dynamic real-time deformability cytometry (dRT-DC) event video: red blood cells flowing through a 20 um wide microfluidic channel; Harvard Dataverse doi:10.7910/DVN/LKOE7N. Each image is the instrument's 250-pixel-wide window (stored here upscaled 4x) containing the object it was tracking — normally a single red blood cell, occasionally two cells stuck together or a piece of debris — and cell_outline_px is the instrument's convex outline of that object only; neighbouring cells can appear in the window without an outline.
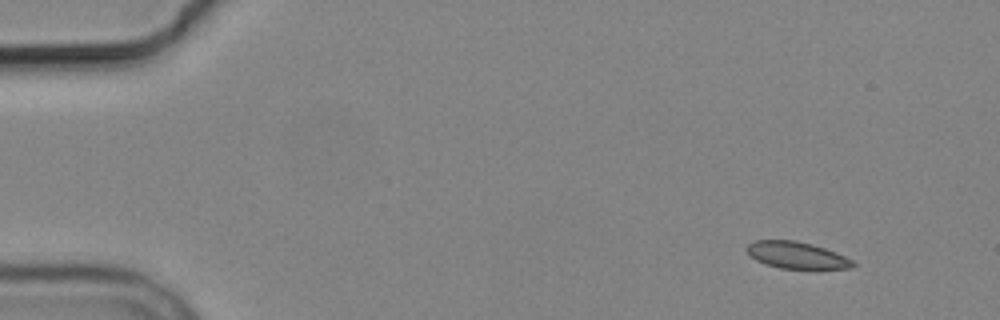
{"species": "common noctule bat (a hibernating species)", "species_latin": "Nyctalus noctula", "temperature_condition": "cold", "stored_images_in_passage": 4, "camera_frame_rate_fps": 3000, "um_per_image_px": 0.085, "animal": {"sex": "male", "body_mass_g": 19.2, "forearm_length_mm": 51.8}, "frame": {"image": 1, "passage_image": 1, "time_ms": 0.0, "image_size_px": [1000, 320], "cell_outline_px": [[856, 264], [852, 268], [780, 268], [764, 264], [756, 260], [744, 248], [748, 244], [756, 240], [796, 240], [812, 244], [836, 252], [852, 260]], "centroid_in_image_um": [67.69, 21.68], "position_along_channel_um": 17.3, "area_um2": 16.42}}
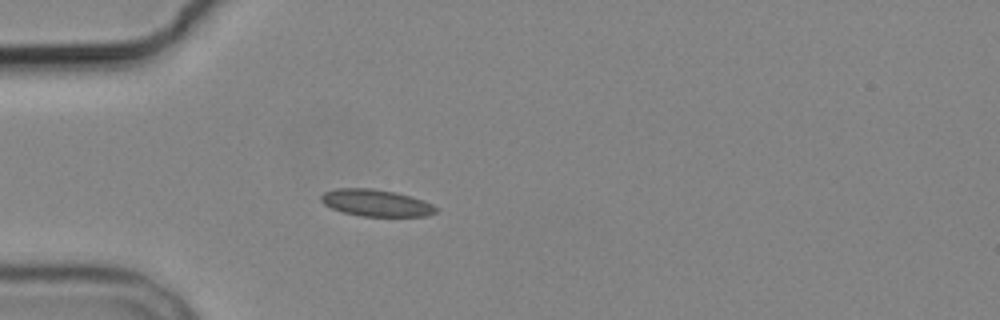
{"frame": {"image": 2, "passage_image": 4, "time_ms": 3.667, "image_size_px": [1000, 320], "cell_outline_px": [[440, 208], [436, 212], [428, 216], [360, 216], [344, 212], [332, 208], [324, 204], [320, 200], [320, 196], [324, 192], [336, 188], [372, 188], [396, 192], [432, 204]], "centroid_in_image_um": [31.95, 17.24], "position_along_channel_um": 53.0, "area_um2": 17.92}}